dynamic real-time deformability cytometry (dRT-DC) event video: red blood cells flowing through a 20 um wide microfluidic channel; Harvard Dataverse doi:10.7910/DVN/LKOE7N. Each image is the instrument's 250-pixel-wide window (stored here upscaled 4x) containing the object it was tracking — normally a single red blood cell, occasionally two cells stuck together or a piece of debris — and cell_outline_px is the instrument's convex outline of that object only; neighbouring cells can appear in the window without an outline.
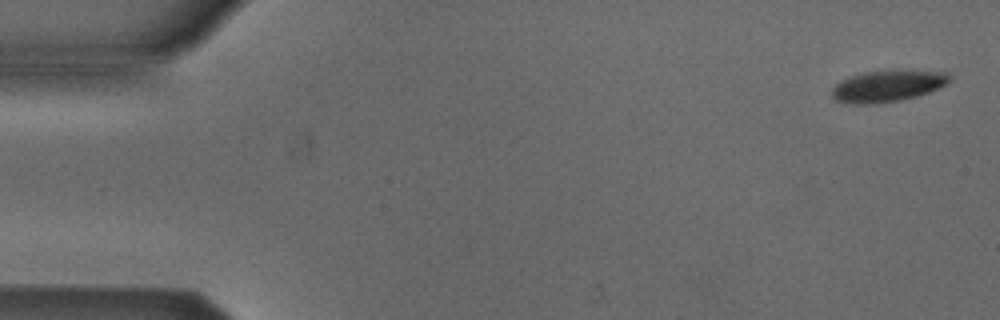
{"species": "Egyptian fruit bat (a non-hibernating species)", "species_latin": "Rousettus aegyptiacus", "temperature_condition": "cold", "stored_images_in_passage": 4, "camera_frame_rate_fps": 3000, "um_per_image_px": 0.085, "animal": {"sex": "male"}, "frame": {"image": 1, "passage_image": 1, "time_ms": 0.0, "image_size_px": [1000, 320], "cell_outline_px": [[952, 80], [928, 92], [916, 96], [900, 100], [876, 104], [852, 104], [836, 100], [832, 96], [832, 88], [840, 80], [864, 72], [948, 72]], "centroid_in_image_um": [75.38, 7.35], "position_along_channel_um": 9.6, "area_um2": 20.81}}